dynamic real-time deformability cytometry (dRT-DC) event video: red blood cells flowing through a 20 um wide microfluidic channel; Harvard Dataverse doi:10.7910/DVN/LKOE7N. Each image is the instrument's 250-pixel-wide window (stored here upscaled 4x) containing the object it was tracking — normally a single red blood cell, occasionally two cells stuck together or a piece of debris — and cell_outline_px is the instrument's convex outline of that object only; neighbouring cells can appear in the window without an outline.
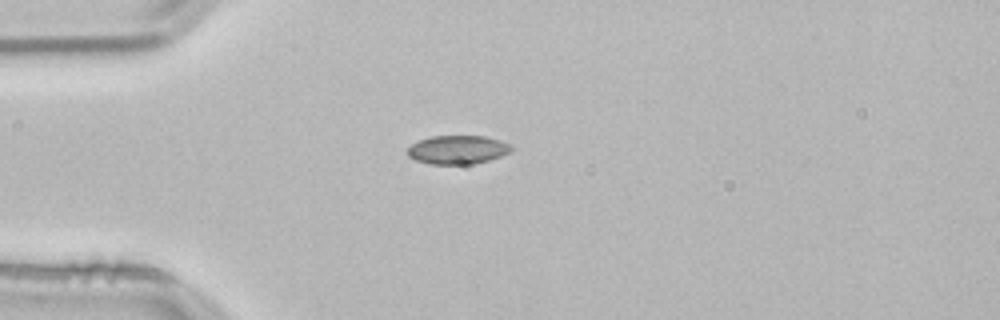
{"species": "common noctule bat (a hibernating species)", "species_latin": "Nyctalus noctula", "temperature_condition": "room temperature", "stored_images_in_passage": 40, "camera_frame_rate_fps": 3000, "um_per_image_px": 0.085, "animal": {"sex": "male", "body_mass_g": 21.5, "forearm_length_mm": 52.0}, "frame": {"image": 1, "passage_image": 1, "time_ms": 0.0, "image_size_px": [1000, 320], "cell_outline_px": [[512, 152], [488, 160], [472, 164], [428, 164], [416, 160], [408, 156], [408, 148], [412, 144], [420, 140], [432, 136], [484, 136], [500, 140], [512, 144]], "centroid_in_image_um": [38.92, 12.72], "position_along_channel_um": 46.1, "area_um2": 17.34}}
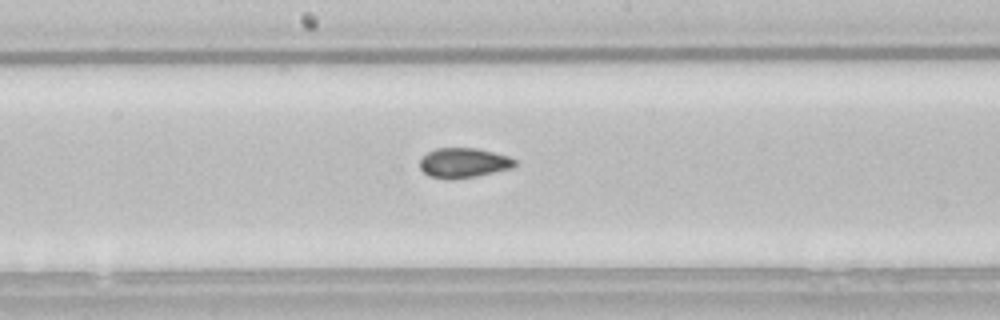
{"frame": {"image": 2, "passage_image": 15, "time_ms": 4.667, "image_size_px": [1000, 320], "cell_outline_px": [[516, 164], [512, 168], [476, 176], [456, 180], [448, 180], [428, 176], [420, 168], [420, 160], [428, 152], [436, 148], [476, 148], [508, 156], [516, 160]], "centroid_in_image_um": [39.39, 13.86], "position_along_channel_um": 208.8, "area_um2": 16.59}}
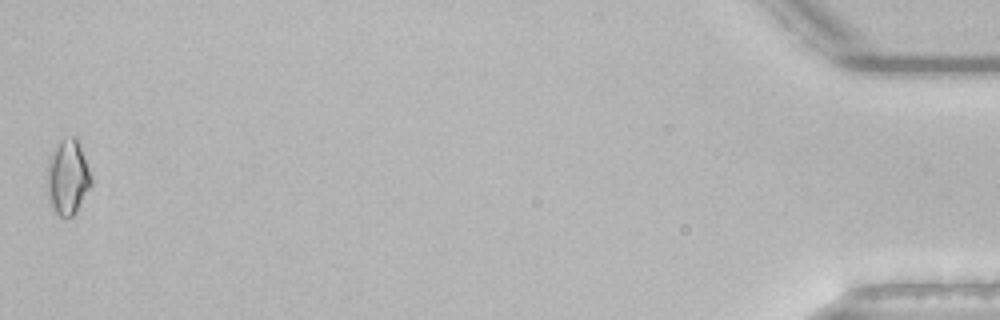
{"frame": {"image": 3, "passage_image": 40, "time_ms": 13.0, "image_size_px": [1000, 320], "cell_outline_px": [[92, 184], [76, 212], [72, 216], [60, 216], [48, 204], [48, 156], [60, 140], [64, 136], [76, 136], [80, 144], [92, 172]], "centroid_in_image_um": [5.78, 15.01], "position_along_channel_um": 429.4, "area_um2": 19.65}, "authors_computed_cell_mechanics": {"area_um2": 16.4441, "velocity_mm_per_s": 3.8266, "shape_relaxation_time_tau1_ms": null, "shape_relaxation_time_tau2_ms": 2.348, "deformation_change_tau1": null, "deformation_change_tau2": 0.0581}}